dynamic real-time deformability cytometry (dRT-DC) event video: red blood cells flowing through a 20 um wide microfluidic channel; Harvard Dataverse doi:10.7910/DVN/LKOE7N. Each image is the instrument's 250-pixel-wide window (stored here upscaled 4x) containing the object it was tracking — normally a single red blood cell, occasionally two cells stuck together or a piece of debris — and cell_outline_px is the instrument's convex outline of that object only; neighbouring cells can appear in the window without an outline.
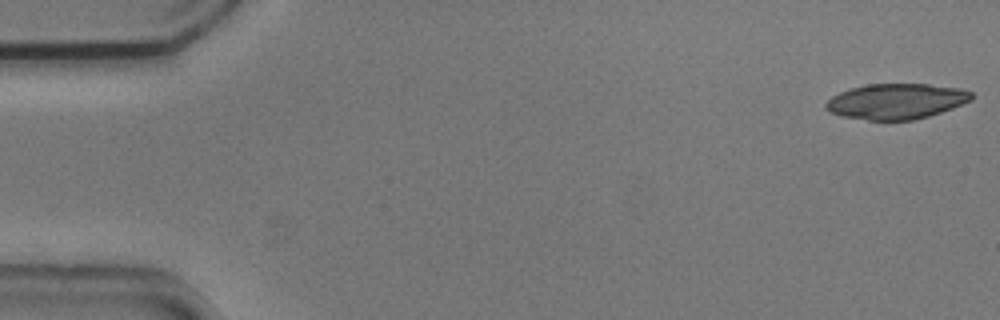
{"species": "common noctule bat (a hibernating species)", "species_latin": "Nyctalus noctula", "temperature_condition": "cold", "stored_images_in_passage": 5, "camera_frame_rate_fps": 3000, "um_per_image_px": 0.085, "animal": {"sex": "male", "body_mass_g": 20.5, "forearm_length_mm": 52.5}, "frame": {"image": 1, "passage_image": 1, "time_ms": 0.0, "image_size_px": [1000, 320], "cell_outline_px": [[972, 100], [952, 108], [928, 116], [912, 120], [868, 120], [844, 116], [828, 112], [824, 108], [824, 104], [832, 96], [840, 92], [852, 88], [868, 84], [928, 84], [960, 88], [972, 92]], "centroid_in_image_um": [76.17, 8.61], "position_along_channel_um": 8.8, "area_um2": 30.0}}